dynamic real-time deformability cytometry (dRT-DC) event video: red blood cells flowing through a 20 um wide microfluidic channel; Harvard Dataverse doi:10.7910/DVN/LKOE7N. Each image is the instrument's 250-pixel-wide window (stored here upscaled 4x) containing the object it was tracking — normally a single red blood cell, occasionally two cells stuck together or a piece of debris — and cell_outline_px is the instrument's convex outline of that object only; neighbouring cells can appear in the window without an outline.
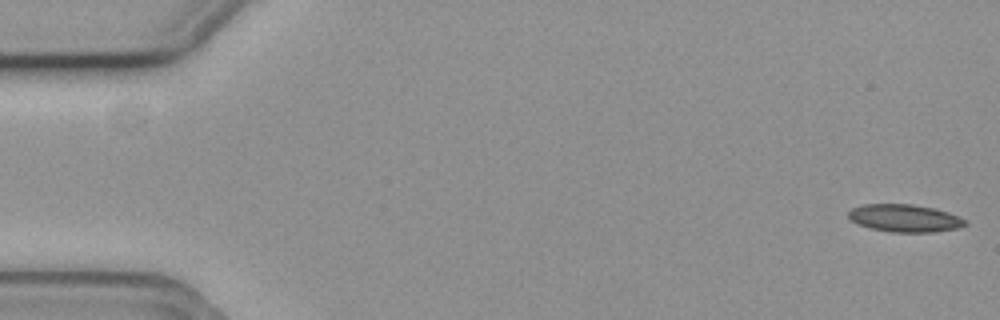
{"species": "common noctule bat (a hibernating species)", "species_latin": "Nyctalus noctula", "temperature_condition": "cold", "stored_images_in_passage": 17, "camera_frame_rate_fps": 3000, "um_per_image_px": 0.085, "animal": {"sex": "female", "body_mass_g": 19.3, "forearm_length_mm": 54.1}, "frame": {"image": 1, "passage_image": 1, "time_ms": 0.0, "image_size_px": [1000, 320], "cell_outline_px": [[968, 224], [956, 228], [936, 232], [892, 232], [872, 228], [860, 224], [852, 220], [848, 216], [848, 212], [852, 208], [864, 204], [912, 204], [936, 208], [960, 216], [968, 220]], "centroid_in_image_um": [76.96, 18.53], "position_along_channel_um": 8.0, "area_um2": 18.79}}
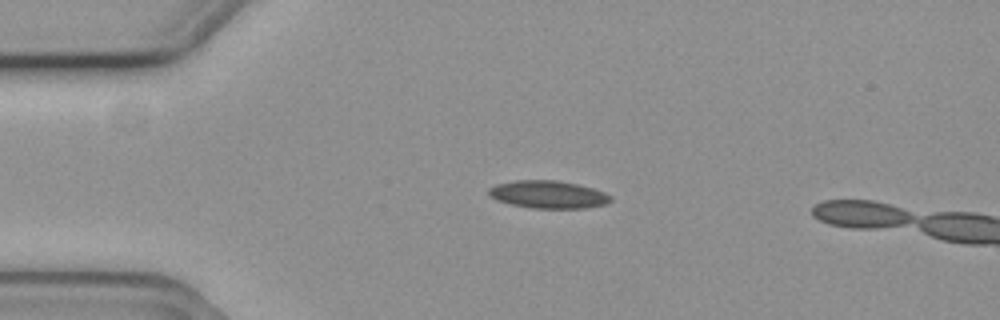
{"frame": {"image": 2, "passage_image": 13, "time_ms": 4.0, "image_size_px": [1000, 320], "cell_outline_px": [[612, 200], [608, 204], [588, 208], [532, 208], [512, 204], [496, 200], [488, 196], [488, 188], [496, 184], [516, 180], [556, 180], [576, 184], [592, 188], [604, 192], [612, 196]], "centroid_in_image_um": [46.6, 16.53], "position_along_channel_um": 38.4, "area_um2": 19.77}}